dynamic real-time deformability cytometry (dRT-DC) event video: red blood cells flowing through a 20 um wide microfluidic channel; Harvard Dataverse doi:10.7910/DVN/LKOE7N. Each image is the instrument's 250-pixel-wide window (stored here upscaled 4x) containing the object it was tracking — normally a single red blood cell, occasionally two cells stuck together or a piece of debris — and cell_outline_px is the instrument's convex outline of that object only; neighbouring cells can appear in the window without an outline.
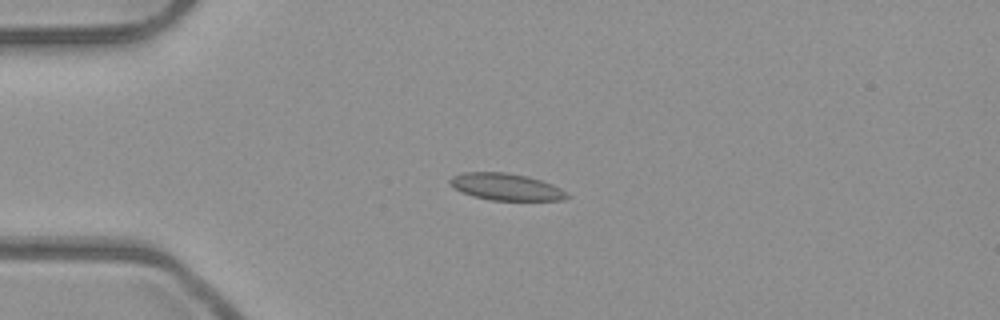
{"species": "common noctule bat (a hibernating species)", "species_latin": "Nyctalus noctula", "temperature_condition": "room temperature", "stored_images_in_passage": 4, "camera_frame_rate_fps": 3000, "um_per_image_px": 0.085, "animal": {"sex": "male", "body_mass_g": 23.1, "forearm_length_mm": 52.7}, "frame": {"image": 1, "passage_image": 4, "time_ms": 1.0, "image_size_px": [1000, 320], "cell_outline_px": [[572, 196], [564, 200], [488, 200], [472, 196], [460, 192], [448, 184], [448, 180], [452, 176], [464, 172], [504, 172], [528, 176], [552, 184], [560, 188]], "centroid_in_image_um": [42.98, 15.88], "position_along_channel_um": 42.0, "area_um2": 18.55}}